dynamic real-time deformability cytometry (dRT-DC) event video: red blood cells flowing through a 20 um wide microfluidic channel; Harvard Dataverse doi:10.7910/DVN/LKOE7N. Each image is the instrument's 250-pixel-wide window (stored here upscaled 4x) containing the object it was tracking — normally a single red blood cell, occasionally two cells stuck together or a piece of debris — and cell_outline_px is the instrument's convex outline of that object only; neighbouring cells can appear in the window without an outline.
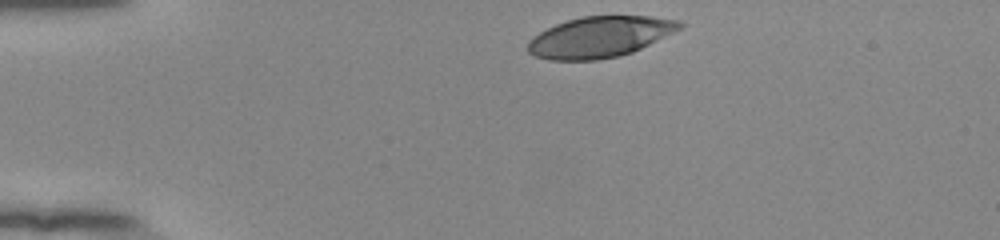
{"species": "human", "species_latin": "Homo sapiens", "temperature_condition": "room temperature", "stored_images_in_passage": 35, "camera_frame_rate_fps": 3000, "um_per_image_px": 0.085, "donor": {"sex": "female"}, "frame": {"image": 1, "passage_image": 1, "time_ms": 0.0, "image_size_px": [1000, 240], "cell_outline_px": [[684, 24], [680, 28], [632, 52], [620, 56], [596, 60], [548, 60], [536, 56], [528, 52], [528, 40], [540, 32], [556, 24], [568, 20], [584, 16], [648, 16], [680, 20]], "centroid_in_image_um": [50.95, 3.14], "position_along_channel_um": 34.0, "area_um2": 35.78}}
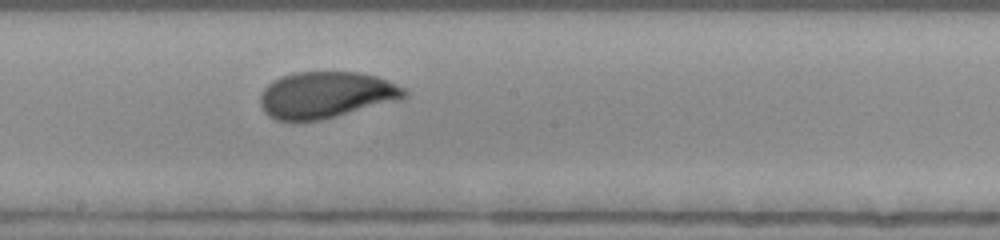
{"frame": {"image": 2, "passage_image": 20, "time_ms": 6.333, "image_size_px": [1000, 240], "cell_outline_px": [[408, 96], [404, 100], [320, 120], [276, 120], [268, 116], [264, 112], [260, 104], [260, 92], [272, 80], [280, 76], [296, 72], [356, 72], [376, 76], [388, 80], [404, 88], [408, 92]], "centroid_in_image_um": [27.74, 8.07], "position_along_channel_um": 220.5, "area_um2": 39.48}}
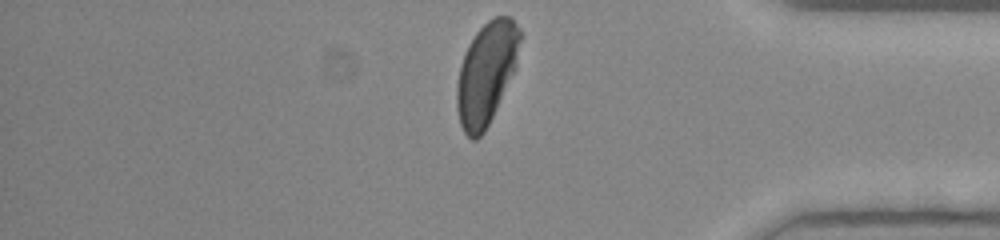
{"frame": {"image": 3, "passage_image": 35, "time_ms": 11.333, "image_size_px": [1000, 240], "cell_outline_px": [[524, 36], [516, 68], [484, 132], [476, 140], [472, 140], [464, 132], [460, 124], [456, 108], [456, 88], [460, 64], [468, 44], [476, 32], [488, 20], [496, 16], [512, 16], [520, 28]], "centroid_in_image_um": [41.37, 6.17], "position_along_channel_um": 393.8, "area_um2": 38.09}, "authors_computed_cell_mechanics": {"area_um2": 39.0728, "velocity_mm_per_s": 3.8607, "shape_relaxation_time_tau1_ms": 4.1252, "shape_relaxation_time_tau2_ms": null, "deformation_change_tau1": 0.1789, "deformation_change_tau2": null}}